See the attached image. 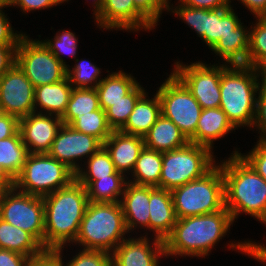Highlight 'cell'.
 <instances>
[{
	"instance_id": "cell-1",
	"label": "cell",
	"mask_w": 266,
	"mask_h": 266,
	"mask_svg": "<svg viewBox=\"0 0 266 266\" xmlns=\"http://www.w3.org/2000/svg\"><path fill=\"white\" fill-rule=\"evenodd\" d=\"M42 198L44 249H59L67 242H75L89 203L86 188L75 179L68 186Z\"/></svg>"
},
{
	"instance_id": "cell-2",
	"label": "cell",
	"mask_w": 266,
	"mask_h": 266,
	"mask_svg": "<svg viewBox=\"0 0 266 266\" xmlns=\"http://www.w3.org/2000/svg\"><path fill=\"white\" fill-rule=\"evenodd\" d=\"M224 177L225 208L233 221L242 211L266 224V182L235 151L221 165Z\"/></svg>"
},
{
	"instance_id": "cell-3",
	"label": "cell",
	"mask_w": 266,
	"mask_h": 266,
	"mask_svg": "<svg viewBox=\"0 0 266 266\" xmlns=\"http://www.w3.org/2000/svg\"><path fill=\"white\" fill-rule=\"evenodd\" d=\"M233 219L224 207L214 213L177 219L164 240L165 255L204 257L229 230Z\"/></svg>"
},
{
	"instance_id": "cell-4",
	"label": "cell",
	"mask_w": 266,
	"mask_h": 266,
	"mask_svg": "<svg viewBox=\"0 0 266 266\" xmlns=\"http://www.w3.org/2000/svg\"><path fill=\"white\" fill-rule=\"evenodd\" d=\"M259 69L251 66L222 65L220 79V108L226 113L231 124L237 128L252 127L256 116L257 98L260 88L257 82Z\"/></svg>"
},
{
	"instance_id": "cell-5",
	"label": "cell",
	"mask_w": 266,
	"mask_h": 266,
	"mask_svg": "<svg viewBox=\"0 0 266 266\" xmlns=\"http://www.w3.org/2000/svg\"><path fill=\"white\" fill-rule=\"evenodd\" d=\"M127 232L120 202H89L75 242L87 250L110 253L125 240Z\"/></svg>"
},
{
	"instance_id": "cell-6",
	"label": "cell",
	"mask_w": 266,
	"mask_h": 266,
	"mask_svg": "<svg viewBox=\"0 0 266 266\" xmlns=\"http://www.w3.org/2000/svg\"><path fill=\"white\" fill-rule=\"evenodd\" d=\"M170 192L177 219L210 214L225 207L224 177L219 165Z\"/></svg>"
},
{
	"instance_id": "cell-7",
	"label": "cell",
	"mask_w": 266,
	"mask_h": 266,
	"mask_svg": "<svg viewBox=\"0 0 266 266\" xmlns=\"http://www.w3.org/2000/svg\"><path fill=\"white\" fill-rule=\"evenodd\" d=\"M75 173L48 153H29L24 167L15 178V189L44 197L68 186ZM22 188V189H21Z\"/></svg>"
},
{
	"instance_id": "cell-8",
	"label": "cell",
	"mask_w": 266,
	"mask_h": 266,
	"mask_svg": "<svg viewBox=\"0 0 266 266\" xmlns=\"http://www.w3.org/2000/svg\"><path fill=\"white\" fill-rule=\"evenodd\" d=\"M211 150L188 143L172 151L162 152V172L159 188L173 190L203 177L215 165Z\"/></svg>"
},
{
	"instance_id": "cell-9",
	"label": "cell",
	"mask_w": 266,
	"mask_h": 266,
	"mask_svg": "<svg viewBox=\"0 0 266 266\" xmlns=\"http://www.w3.org/2000/svg\"><path fill=\"white\" fill-rule=\"evenodd\" d=\"M157 94L161 114L170 119L190 140L195 134L203 110L190 90L172 73L159 87Z\"/></svg>"
},
{
	"instance_id": "cell-10",
	"label": "cell",
	"mask_w": 266,
	"mask_h": 266,
	"mask_svg": "<svg viewBox=\"0 0 266 266\" xmlns=\"http://www.w3.org/2000/svg\"><path fill=\"white\" fill-rule=\"evenodd\" d=\"M16 191V193H15ZM0 218L30 233L44 247V201L42 197L11 188L0 193Z\"/></svg>"
},
{
	"instance_id": "cell-11",
	"label": "cell",
	"mask_w": 266,
	"mask_h": 266,
	"mask_svg": "<svg viewBox=\"0 0 266 266\" xmlns=\"http://www.w3.org/2000/svg\"><path fill=\"white\" fill-rule=\"evenodd\" d=\"M16 64L25 73L34 88L63 80L67 68L49 51L42 41L23 35L16 51Z\"/></svg>"
},
{
	"instance_id": "cell-12",
	"label": "cell",
	"mask_w": 266,
	"mask_h": 266,
	"mask_svg": "<svg viewBox=\"0 0 266 266\" xmlns=\"http://www.w3.org/2000/svg\"><path fill=\"white\" fill-rule=\"evenodd\" d=\"M190 90L202 109L220 107V79L222 66L193 63L183 66L179 62L173 72Z\"/></svg>"
},
{
	"instance_id": "cell-13",
	"label": "cell",
	"mask_w": 266,
	"mask_h": 266,
	"mask_svg": "<svg viewBox=\"0 0 266 266\" xmlns=\"http://www.w3.org/2000/svg\"><path fill=\"white\" fill-rule=\"evenodd\" d=\"M34 86L15 64L0 79V112L22 118L36 112Z\"/></svg>"
},
{
	"instance_id": "cell-14",
	"label": "cell",
	"mask_w": 266,
	"mask_h": 266,
	"mask_svg": "<svg viewBox=\"0 0 266 266\" xmlns=\"http://www.w3.org/2000/svg\"><path fill=\"white\" fill-rule=\"evenodd\" d=\"M102 146L103 143L96 137L79 132L68 124H63L59 128L48 154L76 173L81 167L75 162V159L85 155L90 157Z\"/></svg>"
},
{
	"instance_id": "cell-15",
	"label": "cell",
	"mask_w": 266,
	"mask_h": 266,
	"mask_svg": "<svg viewBox=\"0 0 266 266\" xmlns=\"http://www.w3.org/2000/svg\"><path fill=\"white\" fill-rule=\"evenodd\" d=\"M62 125L58 116L33 112L20 118L19 132L29 153H48Z\"/></svg>"
},
{
	"instance_id": "cell-16",
	"label": "cell",
	"mask_w": 266,
	"mask_h": 266,
	"mask_svg": "<svg viewBox=\"0 0 266 266\" xmlns=\"http://www.w3.org/2000/svg\"><path fill=\"white\" fill-rule=\"evenodd\" d=\"M105 29H152L154 25L135 7L133 0H104L101 11L95 16Z\"/></svg>"
},
{
	"instance_id": "cell-17",
	"label": "cell",
	"mask_w": 266,
	"mask_h": 266,
	"mask_svg": "<svg viewBox=\"0 0 266 266\" xmlns=\"http://www.w3.org/2000/svg\"><path fill=\"white\" fill-rule=\"evenodd\" d=\"M152 244L154 248L146 237L122 241L111 253L112 266H158L159 256L165 255L164 241L155 237Z\"/></svg>"
},
{
	"instance_id": "cell-18",
	"label": "cell",
	"mask_w": 266,
	"mask_h": 266,
	"mask_svg": "<svg viewBox=\"0 0 266 266\" xmlns=\"http://www.w3.org/2000/svg\"><path fill=\"white\" fill-rule=\"evenodd\" d=\"M117 172L133 170L141 150L145 147L144 137L112 131L103 143Z\"/></svg>"
},
{
	"instance_id": "cell-19",
	"label": "cell",
	"mask_w": 266,
	"mask_h": 266,
	"mask_svg": "<svg viewBox=\"0 0 266 266\" xmlns=\"http://www.w3.org/2000/svg\"><path fill=\"white\" fill-rule=\"evenodd\" d=\"M149 212V229L156 232V238L164 241L177 221L171 192L150 186Z\"/></svg>"
},
{
	"instance_id": "cell-20",
	"label": "cell",
	"mask_w": 266,
	"mask_h": 266,
	"mask_svg": "<svg viewBox=\"0 0 266 266\" xmlns=\"http://www.w3.org/2000/svg\"><path fill=\"white\" fill-rule=\"evenodd\" d=\"M126 182L123 201H120L125 219L126 229L132 230L137 224L149 228L150 186Z\"/></svg>"
},
{
	"instance_id": "cell-21",
	"label": "cell",
	"mask_w": 266,
	"mask_h": 266,
	"mask_svg": "<svg viewBox=\"0 0 266 266\" xmlns=\"http://www.w3.org/2000/svg\"><path fill=\"white\" fill-rule=\"evenodd\" d=\"M233 129L235 130V127L220 107L203 109L195 134L189 142L207 147L211 150L214 140L225 136V134Z\"/></svg>"
},
{
	"instance_id": "cell-22",
	"label": "cell",
	"mask_w": 266,
	"mask_h": 266,
	"mask_svg": "<svg viewBox=\"0 0 266 266\" xmlns=\"http://www.w3.org/2000/svg\"><path fill=\"white\" fill-rule=\"evenodd\" d=\"M188 143L189 140L181 130L162 114L144 136L145 147L159 152L179 149Z\"/></svg>"
},
{
	"instance_id": "cell-23",
	"label": "cell",
	"mask_w": 266,
	"mask_h": 266,
	"mask_svg": "<svg viewBox=\"0 0 266 266\" xmlns=\"http://www.w3.org/2000/svg\"><path fill=\"white\" fill-rule=\"evenodd\" d=\"M73 87L68 76L63 80L45 84L34 89V106L40 105L48 115L62 117L69 102ZM38 104V105H37ZM37 105V106H36Z\"/></svg>"
},
{
	"instance_id": "cell-24",
	"label": "cell",
	"mask_w": 266,
	"mask_h": 266,
	"mask_svg": "<svg viewBox=\"0 0 266 266\" xmlns=\"http://www.w3.org/2000/svg\"><path fill=\"white\" fill-rule=\"evenodd\" d=\"M249 45L250 31H245L240 23L236 26L234 34L221 36L211 49L232 66H246Z\"/></svg>"
},
{
	"instance_id": "cell-25",
	"label": "cell",
	"mask_w": 266,
	"mask_h": 266,
	"mask_svg": "<svg viewBox=\"0 0 266 266\" xmlns=\"http://www.w3.org/2000/svg\"><path fill=\"white\" fill-rule=\"evenodd\" d=\"M144 94L137 102L128 121L120 130L123 133L144 137L161 115L158 94L151 100Z\"/></svg>"
},
{
	"instance_id": "cell-26",
	"label": "cell",
	"mask_w": 266,
	"mask_h": 266,
	"mask_svg": "<svg viewBox=\"0 0 266 266\" xmlns=\"http://www.w3.org/2000/svg\"><path fill=\"white\" fill-rule=\"evenodd\" d=\"M0 249L31 257L40 253L44 247L30 233L0 218Z\"/></svg>"
},
{
	"instance_id": "cell-27",
	"label": "cell",
	"mask_w": 266,
	"mask_h": 266,
	"mask_svg": "<svg viewBox=\"0 0 266 266\" xmlns=\"http://www.w3.org/2000/svg\"><path fill=\"white\" fill-rule=\"evenodd\" d=\"M241 22L231 7L208 10L206 9L205 33L201 37L212 48L215 43L234 30Z\"/></svg>"
},
{
	"instance_id": "cell-28",
	"label": "cell",
	"mask_w": 266,
	"mask_h": 266,
	"mask_svg": "<svg viewBox=\"0 0 266 266\" xmlns=\"http://www.w3.org/2000/svg\"><path fill=\"white\" fill-rule=\"evenodd\" d=\"M137 84L138 82L133 76L126 75L122 71L112 73L108 77L101 79L96 87L100 108L106 111L112 106V103L122 100Z\"/></svg>"
},
{
	"instance_id": "cell-29",
	"label": "cell",
	"mask_w": 266,
	"mask_h": 266,
	"mask_svg": "<svg viewBox=\"0 0 266 266\" xmlns=\"http://www.w3.org/2000/svg\"><path fill=\"white\" fill-rule=\"evenodd\" d=\"M133 184L159 188V180L162 172V152L144 147L135 163L132 171Z\"/></svg>"
},
{
	"instance_id": "cell-30",
	"label": "cell",
	"mask_w": 266,
	"mask_h": 266,
	"mask_svg": "<svg viewBox=\"0 0 266 266\" xmlns=\"http://www.w3.org/2000/svg\"><path fill=\"white\" fill-rule=\"evenodd\" d=\"M28 155L19 131L0 140V163L14 179L20 174Z\"/></svg>"
},
{
	"instance_id": "cell-31",
	"label": "cell",
	"mask_w": 266,
	"mask_h": 266,
	"mask_svg": "<svg viewBox=\"0 0 266 266\" xmlns=\"http://www.w3.org/2000/svg\"><path fill=\"white\" fill-rule=\"evenodd\" d=\"M124 179V175H109L92 181L86 187L89 202H120L118 198L123 195L126 184Z\"/></svg>"
},
{
	"instance_id": "cell-32",
	"label": "cell",
	"mask_w": 266,
	"mask_h": 266,
	"mask_svg": "<svg viewBox=\"0 0 266 266\" xmlns=\"http://www.w3.org/2000/svg\"><path fill=\"white\" fill-rule=\"evenodd\" d=\"M99 109V96L96 88L73 87L66 110L61 117L62 123L68 124L76 115H86Z\"/></svg>"
},
{
	"instance_id": "cell-33",
	"label": "cell",
	"mask_w": 266,
	"mask_h": 266,
	"mask_svg": "<svg viewBox=\"0 0 266 266\" xmlns=\"http://www.w3.org/2000/svg\"><path fill=\"white\" fill-rule=\"evenodd\" d=\"M88 171L80 169L75 173V179L85 188L94 180L107 177L109 175H123L117 172L109 153L102 146L96 153L88 159Z\"/></svg>"
},
{
	"instance_id": "cell-34",
	"label": "cell",
	"mask_w": 266,
	"mask_h": 266,
	"mask_svg": "<svg viewBox=\"0 0 266 266\" xmlns=\"http://www.w3.org/2000/svg\"><path fill=\"white\" fill-rule=\"evenodd\" d=\"M139 83L122 100L112 103L106 111L108 125L113 131H120L129 119L136 102L145 94Z\"/></svg>"
},
{
	"instance_id": "cell-35",
	"label": "cell",
	"mask_w": 266,
	"mask_h": 266,
	"mask_svg": "<svg viewBox=\"0 0 266 266\" xmlns=\"http://www.w3.org/2000/svg\"><path fill=\"white\" fill-rule=\"evenodd\" d=\"M68 125L79 132L96 137L102 143L113 131L108 125L106 113L102 108L86 115H76Z\"/></svg>"
},
{
	"instance_id": "cell-36",
	"label": "cell",
	"mask_w": 266,
	"mask_h": 266,
	"mask_svg": "<svg viewBox=\"0 0 266 266\" xmlns=\"http://www.w3.org/2000/svg\"><path fill=\"white\" fill-rule=\"evenodd\" d=\"M258 23L250 32L247 65L259 69L266 62V17H257Z\"/></svg>"
},
{
	"instance_id": "cell-37",
	"label": "cell",
	"mask_w": 266,
	"mask_h": 266,
	"mask_svg": "<svg viewBox=\"0 0 266 266\" xmlns=\"http://www.w3.org/2000/svg\"><path fill=\"white\" fill-rule=\"evenodd\" d=\"M99 74L100 69L97 68L96 65L85 60H81L77 63L72 71L67 68V76L70 80V84L72 87L73 84L74 86L76 85L75 88H96L101 81L100 79L98 80Z\"/></svg>"
},
{
	"instance_id": "cell-38",
	"label": "cell",
	"mask_w": 266,
	"mask_h": 266,
	"mask_svg": "<svg viewBox=\"0 0 266 266\" xmlns=\"http://www.w3.org/2000/svg\"><path fill=\"white\" fill-rule=\"evenodd\" d=\"M54 39V42L44 40L42 43L66 68H68L60 54L67 53L74 58L77 50V39L72 32L66 30L57 34Z\"/></svg>"
},
{
	"instance_id": "cell-39",
	"label": "cell",
	"mask_w": 266,
	"mask_h": 266,
	"mask_svg": "<svg viewBox=\"0 0 266 266\" xmlns=\"http://www.w3.org/2000/svg\"><path fill=\"white\" fill-rule=\"evenodd\" d=\"M176 13L180 19L186 21V23L195 29V31L202 37L205 33L206 24V9L193 8L180 4V6L172 11Z\"/></svg>"
},
{
	"instance_id": "cell-40",
	"label": "cell",
	"mask_w": 266,
	"mask_h": 266,
	"mask_svg": "<svg viewBox=\"0 0 266 266\" xmlns=\"http://www.w3.org/2000/svg\"><path fill=\"white\" fill-rule=\"evenodd\" d=\"M111 253L83 249L66 266H112Z\"/></svg>"
},
{
	"instance_id": "cell-41",
	"label": "cell",
	"mask_w": 266,
	"mask_h": 266,
	"mask_svg": "<svg viewBox=\"0 0 266 266\" xmlns=\"http://www.w3.org/2000/svg\"><path fill=\"white\" fill-rule=\"evenodd\" d=\"M135 7L155 26L162 10L169 9L168 0H133Z\"/></svg>"
},
{
	"instance_id": "cell-42",
	"label": "cell",
	"mask_w": 266,
	"mask_h": 266,
	"mask_svg": "<svg viewBox=\"0 0 266 266\" xmlns=\"http://www.w3.org/2000/svg\"><path fill=\"white\" fill-rule=\"evenodd\" d=\"M239 154L266 182V141L259 140L247 156Z\"/></svg>"
},
{
	"instance_id": "cell-43",
	"label": "cell",
	"mask_w": 266,
	"mask_h": 266,
	"mask_svg": "<svg viewBox=\"0 0 266 266\" xmlns=\"http://www.w3.org/2000/svg\"><path fill=\"white\" fill-rule=\"evenodd\" d=\"M62 248L43 249L40 253L29 257L27 266H63Z\"/></svg>"
},
{
	"instance_id": "cell-44",
	"label": "cell",
	"mask_w": 266,
	"mask_h": 266,
	"mask_svg": "<svg viewBox=\"0 0 266 266\" xmlns=\"http://www.w3.org/2000/svg\"><path fill=\"white\" fill-rule=\"evenodd\" d=\"M9 6L7 0H0V45H18L23 34L14 33L1 9Z\"/></svg>"
},
{
	"instance_id": "cell-45",
	"label": "cell",
	"mask_w": 266,
	"mask_h": 266,
	"mask_svg": "<svg viewBox=\"0 0 266 266\" xmlns=\"http://www.w3.org/2000/svg\"><path fill=\"white\" fill-rule=\"evenodd\" d=\"M254 127H258L261 130L260 141H266V83L261 84L259 88V96L257 98L256 116L254 121ZM263 135V136H262Z\"/></svg>"
},
{
	"instance_id": "cell-46",
	"label": "cell",
	"mask_w": 266,
	"mask_h": 266,
	"mask_svg": "<svg viewBox=\"0 0 266 266\" xmlns=\"http://www.w3.org/2000/svg\"><path fill=\"white\" fill-rule=\"evenodd\" d=\"M18 45H0V79L16 64Z\"/></svg>"
},
{
	"instance_id": "cell-47",
	"label": "cell",
	"mask_w": 266,
	"mask_h": 266,
	"mask_svg": "<svg viewBox=\"0 0 266 266\" xmlns=\"http://www.w3.org/2000/svg\"><path fill=\"white\" fill-rule=\"evenodd\" d=\"M68 0H7L9 6L18 5L24 12L48 8Z\"/></svg>"
},
{
	"instance_id": "cell-48",
	"label": "cell",
	"mask_w": 266,
	"mask_h": 266,
	"mask_svg": "<svg viewBox=\"0 0 266 266\" xmlns=\"http://www.w3.org/2000/svg\"><path fill=\"white\" fill-rule=\"evenodd\" d=\"M20 119L0 112V140L9 138L19 131Z\"/></svg>"
},
{
	"instance_id": "cell-49",
	"label": "cell",
	"mask_w": 266,
	"mask_h": 266,
	"mask_svg": "<svg viewBox=\"0 0 266 266\" xmlns=\"http://www.w3.org/2000/svg\"><path fill=\"white\" fill-rule=\"evenodd\" d=\"M230 247L232 248H237L241 252L244 251V253H247L248 255H251V257H254L257 260H260L262 262H266V247L263 245H257L255 243L251 242H244V243H239L237 244H231Z\"/></svg>"
},
{
	"instance_id": "cell-50",
	"label": "cell",
	"mask_w": 266,
	"mask_h": 266,
	"mask_svg": "<svg viewBox=\"0 0 266 266\" xmlns=\"http://www.w3.org/2000/svg\"><path fill=\"white\" fill-rule=\"evenodd\" d=\"M29 257L22 254L0 249V266H27Z\"/></svg>"
},
{
	"instance_id": "cell-51",
	"label": "cell",
	"mask_w": 266,
	"mask_h": 266,
	"mask_svg": "<svg viewBox=\"0 0 266 266\" xmlns=\"http://www.w3.org/2000/svg\"><path fill=\"white\" fill-rule=\"evenodd\" d=\"M182 4L201 9H219V8H229L231 7L229 3L230 0H179Z\"/></svg>"
},
{
	"instance_id": "cell-52",
	"label": "cell",
	"mask_w": 266,
	"mask_h": 266,
	"mask_svg": "<svg viewBox=\"0 0 266 266\" xmlns=\"http://www.w3.org/2000/svg\"><path fill=\"white\" fill-rule=\"evenodd\" d=\"M255 17H266V0H240Z\"/></svg>"
},
{
	"instance_id": "cell-53",
	"label": "cell",
	"mask_w": 266,
	"mask_h": 266,
	"mask_svg": "<svg viewBox=\"0 0 266 266\" xmlns=\"http://www.w3.org/2000/svg\"><path fill=\"white\" fill-rule=\"evenodd\" d=\"M15 179L6 171L0 163V193L4 190L14 188Z\"/></svg>"
},
{
	"instance_id": "cell-54",
	"label": "cell",
	"mask_w": 266,
	"mask_h": 266,
	"mask_svg": "<svg viewBox=\"0 0 266 266\" xmlns=\"http://www.w3.org/2000/svg\"><path fill=\"white\" fill-rule=\"evenodd\" d=\"M103 4H104V0H96L95 1V16L101 11L102 7H103Z\"/></svg>"
},
{
	"instance_id": "cell-55",
	"label": "cell",
	"mask_w": 266,
	"mask_h": 266,
	"mask_svg": "<svg viewBox=\"0 0 266 266\" xmlns=\"http://www.w3.org/2000/svg\"><path fill=\"white\" fill-rule=\"evenodd\" d=\"M260 75L262 77V82L266 83V62L259 68Z\"/></svg>"
}]
</instances>
